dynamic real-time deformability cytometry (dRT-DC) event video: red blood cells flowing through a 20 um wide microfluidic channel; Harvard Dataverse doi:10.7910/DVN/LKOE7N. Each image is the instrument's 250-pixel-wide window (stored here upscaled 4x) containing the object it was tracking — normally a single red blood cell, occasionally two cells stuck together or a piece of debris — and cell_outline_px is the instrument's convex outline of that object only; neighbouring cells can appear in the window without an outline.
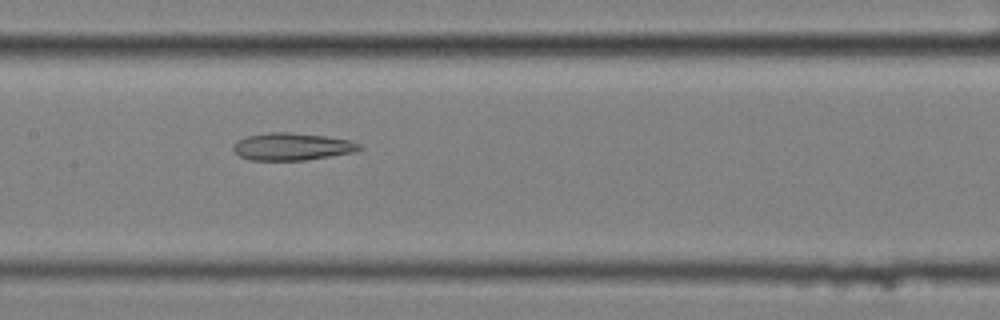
{"species": "common noctule bat (a hibernating species)", "species_latin": "Nyctalus noctula", "temperature_condition": "cold", "stored_images_in_passage": 9, "camera_frame_rate_fps": 3000, "um_per_image_px": 0.085, "animal": {"sex": "female", "body_mass_g": 25.1}, "frame": {"image": 1, "passage_image": 8, "time_ms": 2.333, "image_size_px": [1000, 320], "cell_outline_px": [[364, 148], [356, 152], [304, 160], [248, 160], [240, 156], [232, 148], [232, 144], [236, 140], [248, 136], [268, 132], [288, 132], [324, 136], [352, 140], [360, 144]], "centroid_in_image_um": [24.83, 12.46], "position_along_channel_um": 182.6, "area_um2": 20.23}}
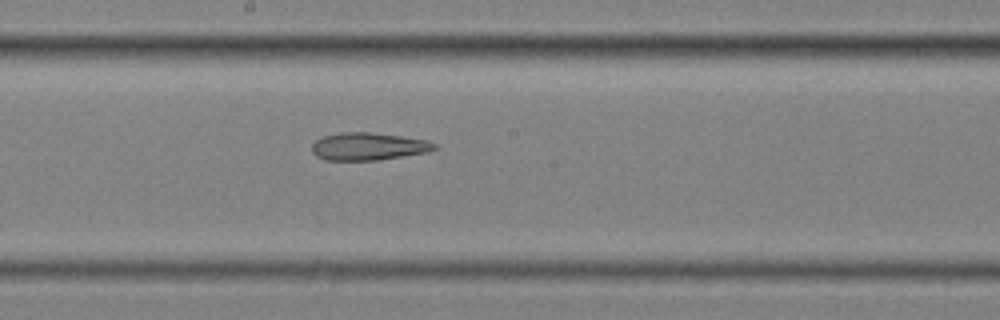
{"frame": {"image": 2, "passage_image": 9, "time_ms": 2.667, "image_size_px": [1000, 320], "cell_outline_px": [[436, 148], [424, 152], [380, 160], [324, 160], [316, 156], [312, 152], [312, 144], [316, 140], [324, 136], [340, 132], [372, 132], [428, 140], [436, 144]], "centroid_in_image_um": [31.26, 12.44], "position_along_channel_um": 216.9, "area_um2": 19.59}}